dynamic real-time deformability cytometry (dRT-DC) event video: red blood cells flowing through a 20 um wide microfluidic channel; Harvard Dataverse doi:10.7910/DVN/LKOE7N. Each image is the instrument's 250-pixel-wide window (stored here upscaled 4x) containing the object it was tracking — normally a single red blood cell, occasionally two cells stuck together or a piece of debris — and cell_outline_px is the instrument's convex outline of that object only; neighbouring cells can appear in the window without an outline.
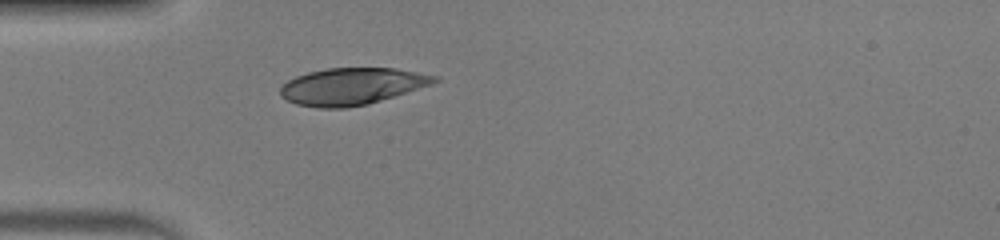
{"species": "human", "species_latin": "Homo sapiens", "temperature_condition": "warm", "stored_images_in_passage": 36, "camera_frame_rate_fps": 3000, "um_per_image_px": 0.085, "donor": {"sex": "male"}, "frame": {"image": 1, "passage_image": 1, "time_ms": 0.0, "image_size_px": [1000, 240], "cell_outline_px": [[440, 80], [432, 84], [368, 104], [344, 108], [316, 108], [296, 104], [280, 96], [280, 84], [296, 76], [308, 72], [328, 68], [396, 68], [440, 76]], "centroid_in_image_um": [29.89, 7.33], "position_along_channel_um": 55.1, "area_um2": 33.23}}
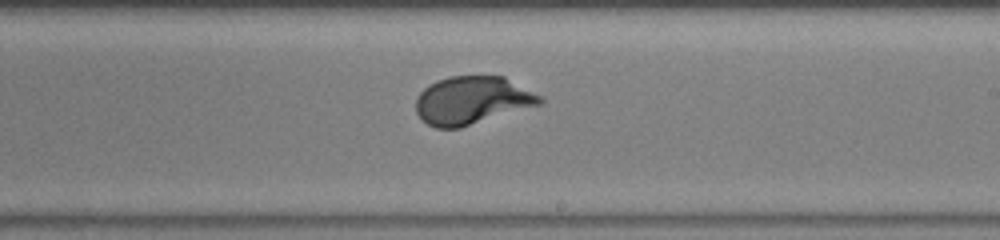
{"frame": {"image": 2, "passage_image": 16, "time_ms": 5.0, "image_size_px": [1000, 240], "cell_outline_px": [[544, 104], [460, 128], [436, 128], [428, 124], [416, 112], [416, 96], [424, 88], [436, 80], [448, 76], [504, 76], [544, 96]], "centroid_in_image_um": [40.19, 8.52], "position_along_channel_um": 248.8, "area_um2": 35.14}}
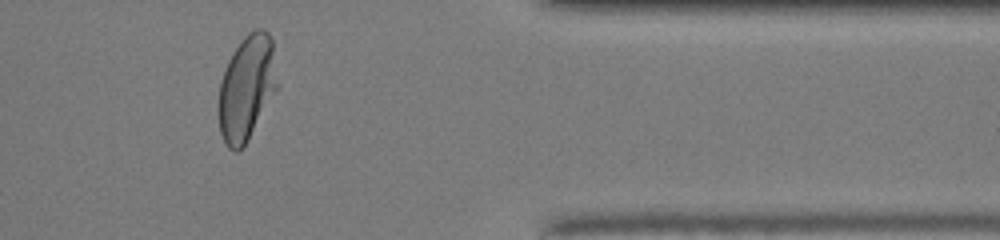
{"frame": {"image": 3, "passage_image": 28, "time_ms": 9.0, "image_size_px": [1000, 240], "cell_outline_px": [[276, 88], [248, 140], [236, 152], [228, 148], [220, 132], [220, 80], [224, 68], [232, 52], [240, 40], [248, 32], [256, 28], [264, 28], [268, 32], [272, 40], [276, 84]], "centroid_in_image_um": [20.94, 7.41], "position_along_channel_um": 390.5, "area_um2": 35.08}, "authors_computed_cell_mechanics": {"area_um2": 34.7956, "velocity_mm_per_s": 4.0366, "shape_relaxation_time_tau1_ms": 2.8037, "shape_relaxation_time_tau2_ms": null, "deformation_change_tau1": 0.1897, "deformation_change_tau2": null}}